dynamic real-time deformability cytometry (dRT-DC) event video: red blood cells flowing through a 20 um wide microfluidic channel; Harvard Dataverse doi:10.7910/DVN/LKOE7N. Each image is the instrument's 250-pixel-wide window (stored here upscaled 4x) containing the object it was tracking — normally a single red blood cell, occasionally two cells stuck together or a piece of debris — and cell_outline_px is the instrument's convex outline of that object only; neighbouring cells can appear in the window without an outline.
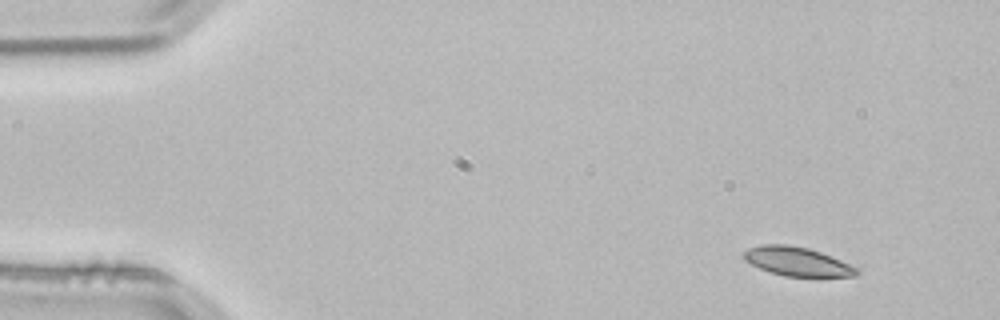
{"species": "common noctule bat (a hibernating species)", "species_latin": "Nyctalus noctula", "temperature_condition": "room temperature", "stored_images_in_passage": 3, "camera_frame_rate_fps": 3000, "um_per_image_px": 0.085, "animal": {"sex": "male", "body_mass_g": 21.5, "forearm_length_mm": 52.0}, "frame": {"image": 1, "passage_image": 1, "time_ms": 0.0, "image_size_px": [1000, 320], "cell_outline_px": [[860, 272], [856, 276], [784, 276], [768, 272], [744, 260], [744, 252], [748, 248], [760, 244], [788, 244], [808, 248], [820, 252], [860, 268]], "centroid_in_image_um": [67.76, 22.22], "position_along_channel_um": 17.2, "area_um2": 19.02}}